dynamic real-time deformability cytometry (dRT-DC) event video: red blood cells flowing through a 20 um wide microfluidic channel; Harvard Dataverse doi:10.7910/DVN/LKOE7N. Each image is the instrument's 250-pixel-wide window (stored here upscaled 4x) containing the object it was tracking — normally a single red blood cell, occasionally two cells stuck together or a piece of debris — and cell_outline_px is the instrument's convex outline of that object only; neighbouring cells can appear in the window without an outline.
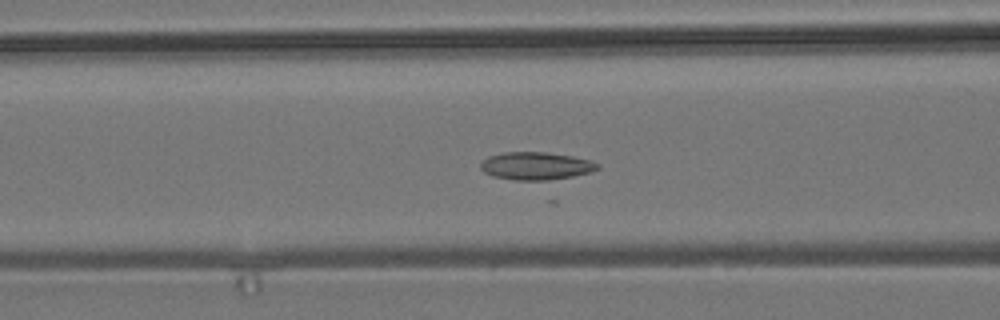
{"species": "common noctule bat (a hibernating species)", "species_latin": "Nyctalus noctula", "temperature_condition": "room temperature", "stored_images_in_passage": 16, "camera_frame_rate_fps": 3000, "um_per_image_px": 0.085, "animal": {"sex": "male", "body_mass_g": 19.2, "forearm_length_mm": 51.8}, "frame": {"image": 1, "passage_image": 6, "time_ms": 1.667, "image_size_px": [1000, 320], "cell_outline_px": [[600, 168], [592, 172], [572, 176], [548, 180], [516, 180], [492, 176], [484, 172], [480, 168], [480, 164], [488, 156], [504, 152], [548, 152], [572, 156], [592, 160], [600, 164]], "centroid_in_image_um": [45.58, 14.1], "position_along_channel_um": 121.0, "area_um2": 19.02}}
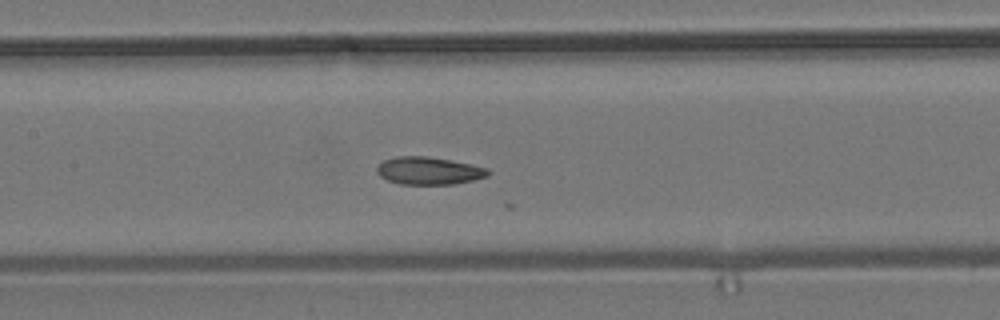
{"frame": {"image": 2, "passage_image": 10, "time_ms": 3.0, "image_size_px": [1000, 320], "cell_outline_px": [[492, 172], [488, 176], [472, 180], [452, 184], [400, 184], [388, 180], [380, 176], [376, 172], [376, 168], [384, 160], [396, 156], [428, 156], [452, 160], [472, 164], [488, 168]], "centroid_in_image_um": [36.47, 14.5], "position_along_channel_um": 170.9, "area_um2": 17.98}}
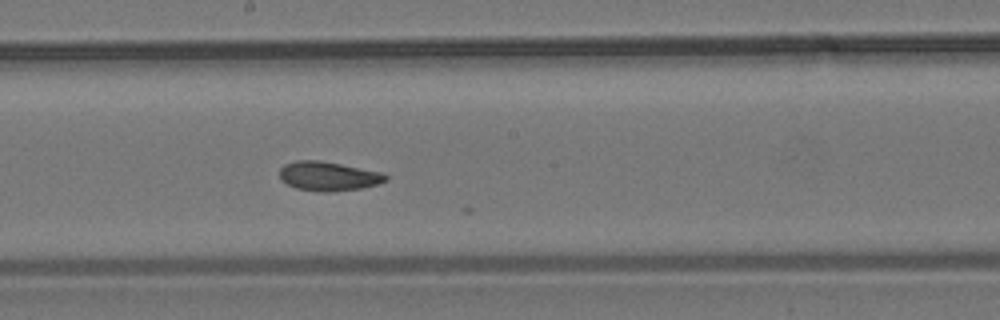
{"frame": {"image": 3, "passage_image": 14, "time_ms": 4.333, "image_size_px": [1000, 320], "cell_outline_px": [[388, 180], [380, 184], [360, 188], [332, 192], [324, 192], [296, 188], [280, 180], [280, 168], [284, 164], [296, 160], [320, 160], [384, 172], [388, 176]], "centroid_in_image_um": [27.94, 14.97], "position_along_channel_um": 220.3, "area_um2": 18.26}}